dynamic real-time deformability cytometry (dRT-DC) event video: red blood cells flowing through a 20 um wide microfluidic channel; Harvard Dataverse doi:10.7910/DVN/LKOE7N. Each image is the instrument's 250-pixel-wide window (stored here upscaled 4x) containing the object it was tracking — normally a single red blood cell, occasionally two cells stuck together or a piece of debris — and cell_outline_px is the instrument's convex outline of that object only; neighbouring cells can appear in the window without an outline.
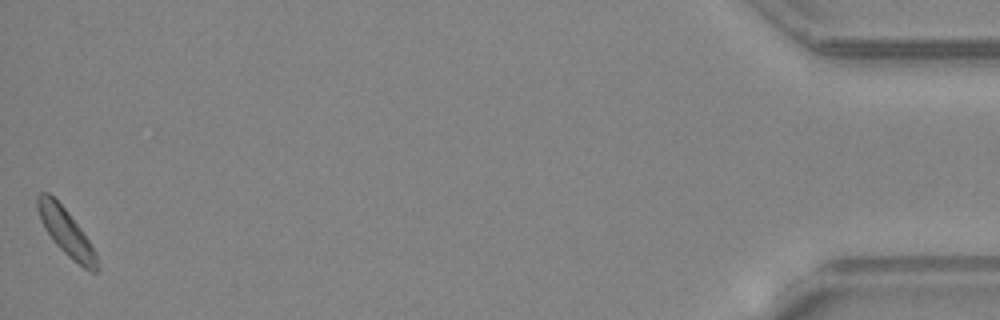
{"species": "common noctule bat (a hibernating species)", "species_latin": "Nyctalus noctula", "temperature_condition": "warm", "stored_images_in_passage": 50, "camera_frame_rate_fps": 3000, "um_per_image_px": 0.085, "animal": {"sex": "female", "body_mass_g": 24.6, "forearm_length_mm": 56.2}, "frame": {"image": 1, "passage_image": 50, "time_ms": 16.333, "image_size_px": [1000, 320], "cell_outline_px": [[100, 268], [96, 272], [92, 272], [84, 268], [72, 260], [52, 240], [44, 228], [40, 220], [36, 208], [36, 196], [40, 192], [48, 192], [68, 212], [80, 228], [96, 252]], "centroid_in_image_um": [5.6, 19.73], "position_along_channel_um": 429.6, "area_um2": 16.24}, "authors_computed_cell_mechanics": {"area_um2": 16.1262, "velocity_mm_per_s": 4.3166, "shape_relaxation_time_tau1_ms": 1.4848, "shape_relaxation_time_tau2_ms": null, "deformation_change_tau1": 0.0723, "deformation_change_tau2": null}}